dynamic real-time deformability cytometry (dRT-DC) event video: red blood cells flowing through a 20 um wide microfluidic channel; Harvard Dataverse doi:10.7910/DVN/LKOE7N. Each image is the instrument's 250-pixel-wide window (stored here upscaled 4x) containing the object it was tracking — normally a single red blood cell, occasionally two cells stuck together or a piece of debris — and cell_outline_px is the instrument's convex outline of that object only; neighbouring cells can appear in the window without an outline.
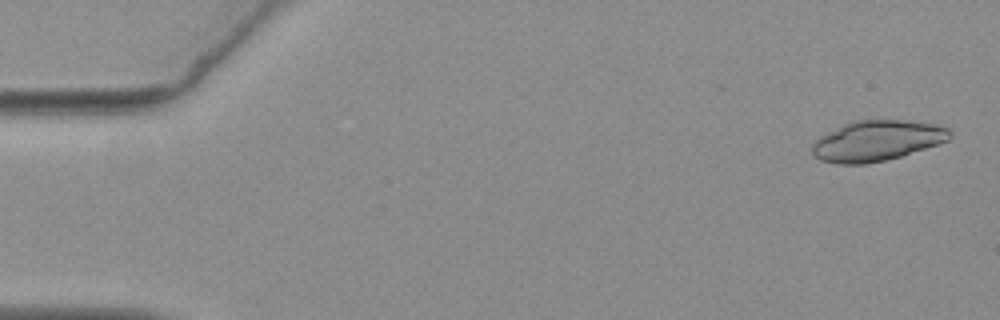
{"species": "common noctule bat (a hibernating species)", "species_latin": "Nyctalus noctula", "temperature_condition": "warm", "stored_images_in_passage": 28, "camera_frame_rate_fps": 3000, "um_per_image_px": 0.085, "animal": {"sex": "female", "body_mass_g": 19.3, "forearm_length_mm": 54.1}, "frame": {"image": 1, "passage_image": 2, "time_ms": 0.333, "image_size_px": [1000, 320], "cell_outline_px": [[952, 136], [948, 140], [900, 156], [884, 160], [864, 164], [840, 164], [820, 160], [812, 156], [812, 144], [820, 136], [852, 120], [904, 120], [936, 124], [948, 128], [952, 132]], "centroid_in_image_um": [74.51, 11.96], "position_along_channel_um": 10.5, "area_um2": 32.31}}